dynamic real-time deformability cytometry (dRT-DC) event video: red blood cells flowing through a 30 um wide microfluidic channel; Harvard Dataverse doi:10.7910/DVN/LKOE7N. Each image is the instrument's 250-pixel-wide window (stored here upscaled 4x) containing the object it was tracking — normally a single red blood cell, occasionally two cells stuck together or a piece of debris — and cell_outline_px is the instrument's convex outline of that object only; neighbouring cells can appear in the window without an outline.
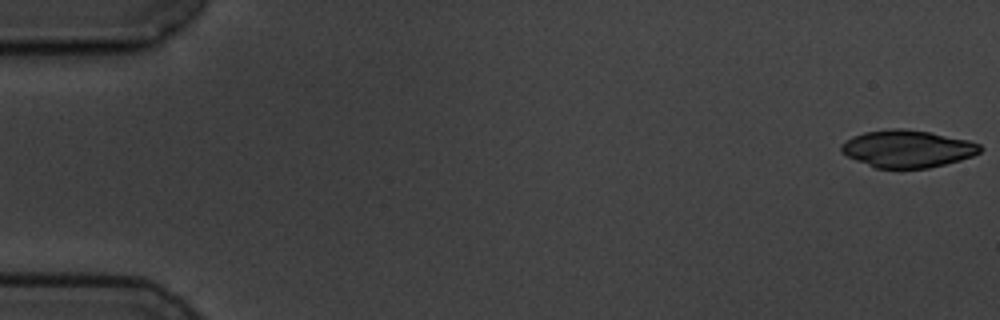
{"species": "common noctule bat (a hibernating species)", "species_latin": "Nyctalus noctula", "temperature_condition": "cold", "stored_images_in_passage": 5, "camera_frame_rate_fps": 3000, "um_per_image_px": 0.085, "animal": {"sex": "male", "body_mass_g": 19.5, "forearm_length_mm": 54.6}, "frame": {"image": 1, "passage_image": 1, "time_ms": 0.0, "image_size_px": [1000, 320], "cell_outline_px": [[984, 148], [980, 152], [972, 156], [960, 160], [928, 168], [876, 168], [856, 160], [840, 152], [840, 144], [852, 136], [864, 132], [892, 128], [900, 128], [928, 132], [968, 140], [980, 144]], "centroid_in_image_um": [77.11, 12.64], "position_along_channel_um": 7.9, "area_um2": 30.11}}